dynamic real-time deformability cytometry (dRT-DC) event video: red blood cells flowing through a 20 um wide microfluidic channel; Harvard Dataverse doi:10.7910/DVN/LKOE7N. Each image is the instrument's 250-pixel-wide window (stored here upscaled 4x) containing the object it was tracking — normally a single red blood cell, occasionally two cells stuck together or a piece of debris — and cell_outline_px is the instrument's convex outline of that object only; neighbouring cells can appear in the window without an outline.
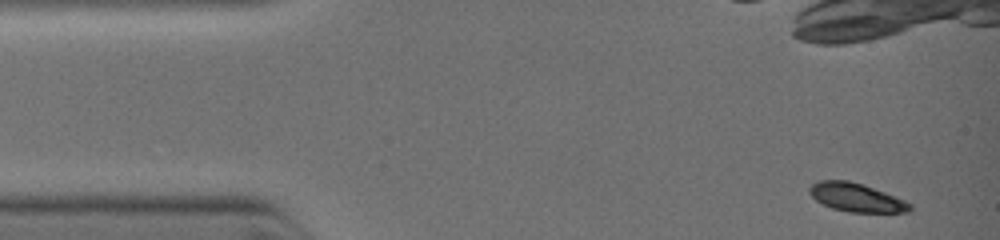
{"species": "common noctule bat (a hibernating species)", "species_latin": "Nyctalus noctula", "temperature_condition": "warm", "stored_images_in_passage": 12, "camera_frame_rate_fps": 3000, "um_per_image_px": 0.085, "animal": {"sex": "female", "body_mass_g": 19.0, "forearm_length_mm": 51.5}, "frame": {"image": 1, "passage_image": 1, "time_ms": 0.0, "image_size_px": [1000, 240], "cell_outline_px": [[912, 208], [908, 212], [848, 212], [832, 208], [816, 200], [808, 192], [808, 188], [812, 184], [820, 180], [848, 180], [884, 192], [904, 200], [912, 204]], "centroid_in_image_um": [72.76, 16.79], "position_along_channel_um": 12.2, "area_um2": 16.47}}